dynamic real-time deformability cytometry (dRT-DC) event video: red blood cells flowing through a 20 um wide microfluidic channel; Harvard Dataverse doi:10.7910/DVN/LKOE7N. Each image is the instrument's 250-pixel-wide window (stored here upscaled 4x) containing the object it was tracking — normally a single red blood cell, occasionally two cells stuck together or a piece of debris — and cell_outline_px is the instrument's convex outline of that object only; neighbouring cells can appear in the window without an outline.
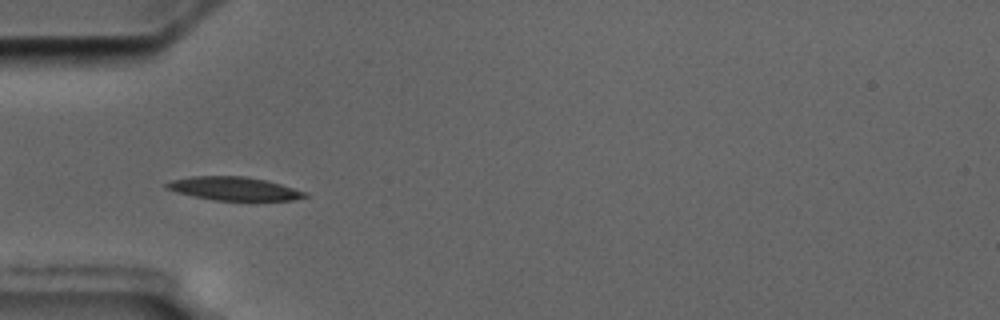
{"species": "common noctule bat (a hibernating species)", "species_latin": "Nyctalus noctula", "temperature_condition": "cold", "stored_images_in_passage": 54, "camera_frame_rate_fps": 3000, "um_per_image_px": 0.085, "animal": {"sex": "male", "body_mass_g": 17.5, "forearm_length_mm": 52.3}, "frame": {"image": 1, "passage_image": 15, "time_ms": 4.667, "image_size_px": [1000, 320], "cell_outline_px": [[308, 196], [296, 200], [212, 200], [192, 196], [176, 192], [164, 188], [164, 184], [172, 180], [192, 176], [244, 176], [264, 180], [280, 184], [308, 192]], "centroid_in_image_um": [19.87, 16.04], "position_along_channel_um": 65.1, "area_um2": 18.9}}
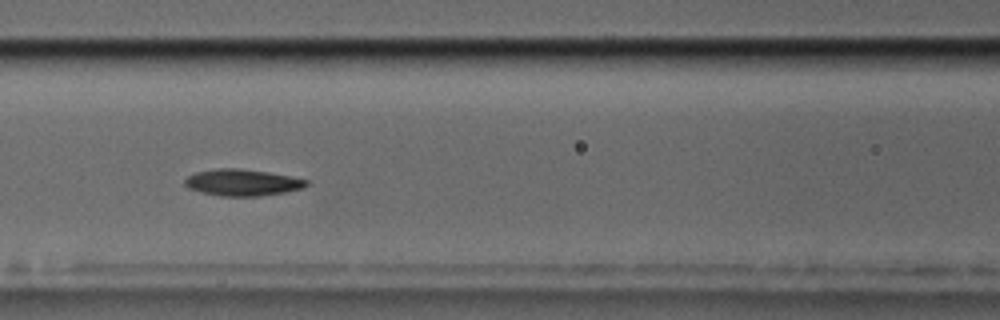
{"frame": {"image": 2, "passage_image": 22, "time_ms": 7.0, "image_size_px": [1000, 320], "cell_outline_px": [[308, 184], [304, 188], [284, 192], [256, 196], [220, 196], [200, 192], [188, 188], [184, 184], [184, 180], [188, 176], [196, 172], [216, 168], [240, 168], [268, 172], [292, 176], [308, 180]], "centroid_in_image_um": [20.59, 15.5], "position_along_channel_um": 146.0, "area_um2": 18.9}}
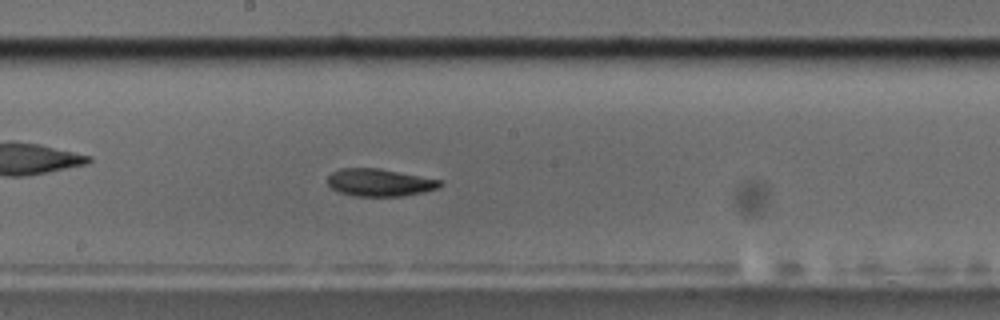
{"frame": {"image": 3, "passage_image": 28, "time_ms": 9.0, "image_size_px": [1000, 320], "cell_outline_px": [[444, 184], [436, 188], [424, 192], [404, 196], [352, 196], [340, 192], [332, 188], [328, 184], [328, 176], [332, 172], [340, 168], [380, 168], [444, 180]], "centroid_in_image_um": [32.3, 15.51], "position_along_channel_um": 215.9, "area_um2": 18.21}, "authors_computed_cell_mechanics": {"area_um2": 18.5249, "velocity_mm_per_s": 3.5211, "shape_relaxation_time_tau1_ms": 5.9855, "shape_relaxation_time_tau2_ms": null, "deformation_change_tau1": 0.1464, "deformation_change_tau2": null}}